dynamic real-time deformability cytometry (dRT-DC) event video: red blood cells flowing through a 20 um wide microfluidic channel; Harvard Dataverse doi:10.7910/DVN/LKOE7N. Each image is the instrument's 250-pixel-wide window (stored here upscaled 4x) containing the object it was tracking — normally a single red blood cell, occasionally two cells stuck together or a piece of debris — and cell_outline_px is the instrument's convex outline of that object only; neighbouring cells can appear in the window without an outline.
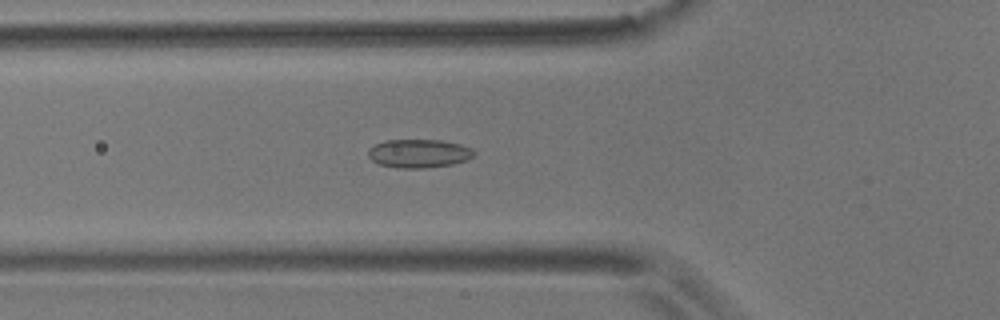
{"species": "common noctule bat (a hibernating species)", "species_latin": "Nyctalus noctula", "temperature_condition": "room temperature", "stored_images_in_passage": 50, "camera_frame_rate_fps": 3000, "um_per_image_px": 0.085, "animal": {"sex": "male", "body_mass_g": 17.9}, "frame": {"image": 1, "passage_image": 14, "time_ms": 4.333, "image_size_px": [1000, 320], "cell_outline_px": [[476, 152], [468, 160], [452, 164], [424, 168], [400, 168], [380, 164], [372, 160], [368, 156], [368, 148], [384, 140], [440, 140], [460, 144], [472, 148]], "centroid_in_image_um": [35.61, 13.04], "position_along_channel_um": 90.2, "area_um2": 17.57}}
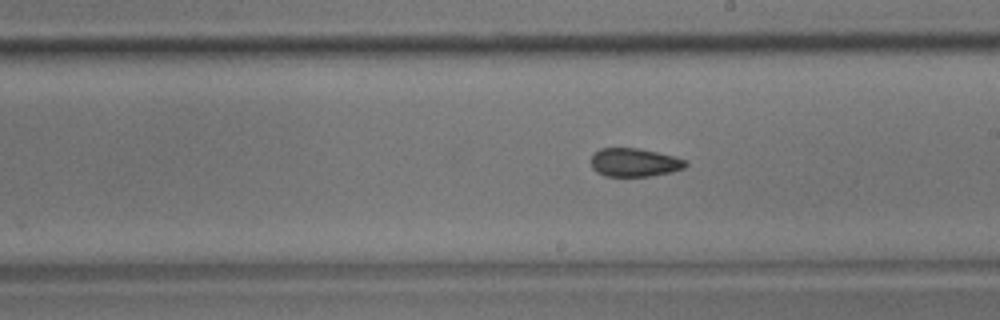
{"frame": {"image": 2, "passage_image": 26, "time_ms": 8.333, "image_size_px": [1000, 320], "cell_outline_px": [[688, 164], [684, 168], [672, 172], [648, 176], [604, 176], [596, 172], [592, 168], [592, 156], [600, 148], [636, 148], [656, 152], [688, 160]], "centroid_in_image_um": [53.94, 13.81], "position_along_channel_um": 235.1, "area_um2": 15.61}}
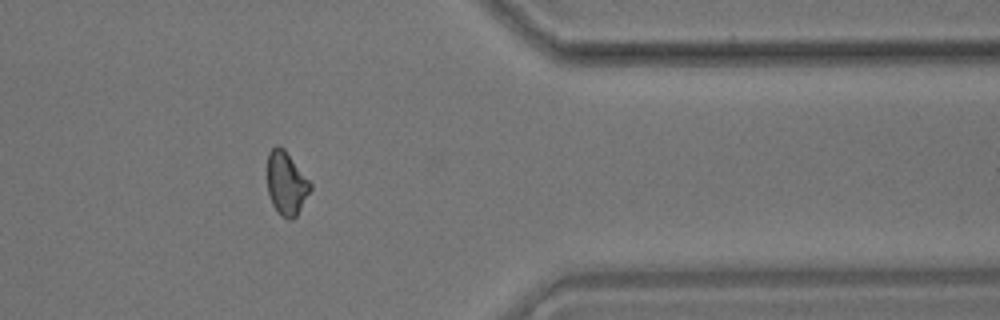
{"frame": {"image": 3, "passage_image": 40, "time_ms": 13.0, "image_size_px": [1000, 320], "cell_outline_px": [[312, 188], [296, 216], [292, 220], [288, 220], [280, 216], [276, 212], [272, 204], [268, 192], [268, 152], [276, 144], [280, 144], [284, 148], [312, 184]], "centroid_in_image_um": [24.33, 15.59], "position_along_channel_um": 387.1, "area_um2": 16.01}, "authors_computed_cell_mechanics": {"area_um2": 16.4152, "velocity_mm_per_s": 3.6114, "shape_relaxation_time_tau1_ms": null, "shape_relaxation_time_tau2_ms": 3.5289, "deformation_change_tau1": null, "deformation_change_tau2": 0.0846}}